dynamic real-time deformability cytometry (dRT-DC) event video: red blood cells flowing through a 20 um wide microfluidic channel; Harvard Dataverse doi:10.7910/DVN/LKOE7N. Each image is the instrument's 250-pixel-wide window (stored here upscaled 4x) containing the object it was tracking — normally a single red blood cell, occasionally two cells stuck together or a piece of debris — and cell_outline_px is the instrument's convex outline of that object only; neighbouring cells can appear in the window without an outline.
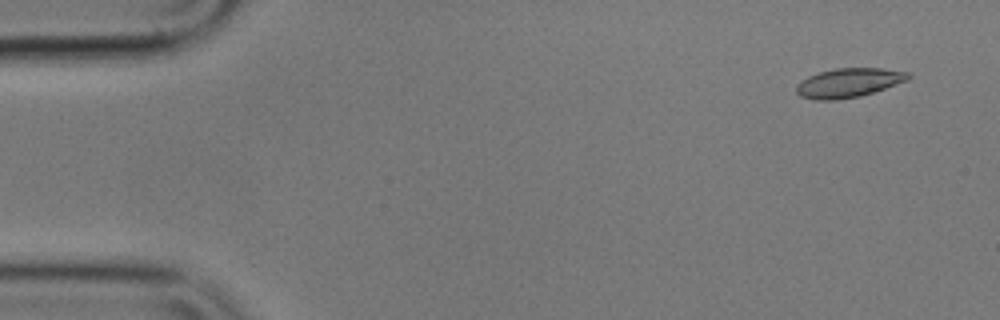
{"species": "common noctule bat (a hibernating species)", "species_latin": "Nyctalus noctula", "temperature_condition": "cold", "stored_images_in_passage": 56, "camera_frame_rate_fps": 3000, "um_per_image_px": 0.085, "animal": {"sex": "male", "body_mass_g": 17.9}, "frame": {"image": 1, "passage_image": 4, "time_ms": 1.0, "image_size_px": [1000, 320], "cell_outline_px": [[912, 76], [908, 80], [860, 96], [832, 100], [816, 100], [800, 96], [796, 92], [796, 84], [800, 80], [808, 76], [820, 72], [836, 68], [880, 68], [908, 72]], "centroid_in_image_um": [72.1, 7.03], "position_along_channel_um": 12.9, "area_um2": 18.9}}
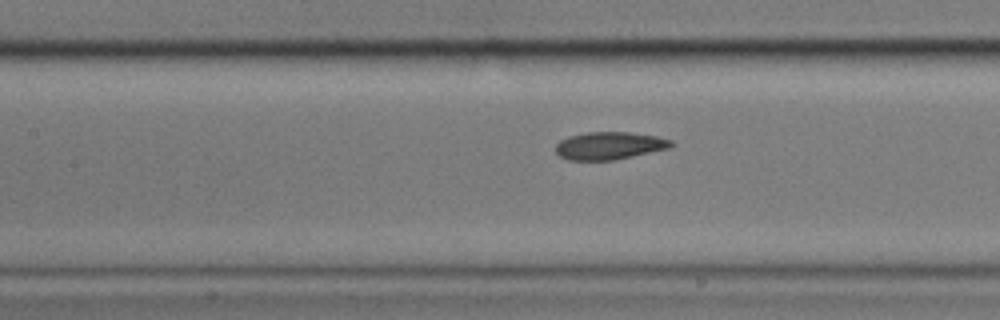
{"frame": {"image": 2, "passage_image": 25, "time_ms": 8.0, "image_size_px": [1000, 320], "cell_outline_px": [[676, 144], [668, 148], [632, 156], [612, 160], [568, 160], [560, 156], [556, 152], [556, 144], [560, 140], [568, 136], [588, 132], [628, 132], [656, 136], [672, 140]], "centroid_in_image_um": [51.79, 12.38], "position_along_channel_um": 155.6, "area_um2": 18.5}}
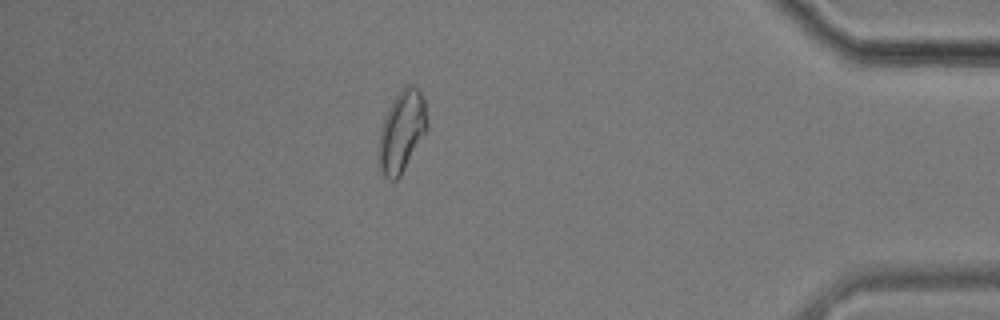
{"frame": {"image": 3, "passage_image": 49, "time_ms": 16.0, "image_size_px": [1000, 320], "cell_outline_px": [[428, 128], [400, 176], [396, 180], [392, 180], [384, 176], [376, 160], [380, 128], [388, 108], [396, 96], [408, 84], [412, 84], [420, 92], [424, 100], [428, 120]], "centroid_in_image_um": [34.13, 11.2], "position_along_channel_um": 401.1, "area_um2": 22.95}, "authors_computed_cell_mechanics": {"area_um2": 19.363, "velocity_mm_per_s": 3.5864, "shape_relaxation_time_tau1_ms": 4.1033, "shape_relaxation_time_tau2_ms": 2.7885, "deformation_change_tau1": 0.1381, "deformation_change_tau2": 0.0891}}